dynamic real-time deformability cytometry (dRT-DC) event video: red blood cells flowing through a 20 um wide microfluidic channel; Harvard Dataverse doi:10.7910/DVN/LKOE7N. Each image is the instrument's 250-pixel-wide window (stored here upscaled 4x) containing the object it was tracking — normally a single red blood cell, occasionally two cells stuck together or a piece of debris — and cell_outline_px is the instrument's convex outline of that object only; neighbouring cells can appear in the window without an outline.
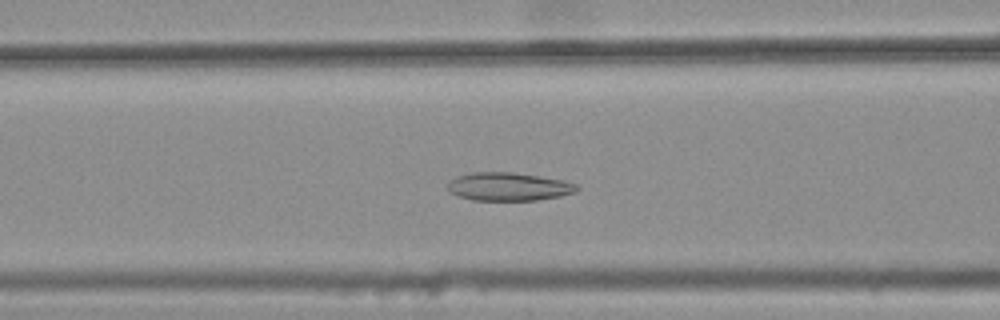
{"species": "common noctule bat (a hibernating species)", "species_latin": "Nyctalus noctula", "temperature_condition": "warm", "stored_images_in_passage": 45, "camera_frame_rate_fps": 3000, "um_per_image_px": 0.085, "animal": {"sex": "female", "body_mass_g": 25.1}, "frame": {"image": 1, "passage_image": 20, "time_ms": 6.333, "image_size_px": [1000, 320], "cell_outline_px": [[580, 188], [576, 192], [560, 196], [536, 200], [472, 200], [448, 192], [448, 180], [456, 176], [472, 172], [512, 172], [564, 180], [576, 184]], "centroid_in_image_um": [43.21, 15.86], "position_along_channel_um": 123.4, "area_um2": 21.33}}
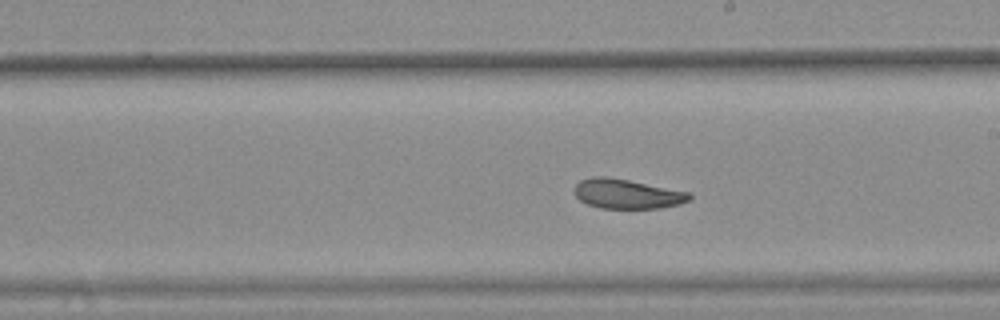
{"frame": {"image": 2, "passage_image": 29, "time_ms": 9.333, "image_size_px": [1000, 320], "cell_outline_px": [[692, 196], [688, 200], [676, 204], [660, 208], [600, 208], [588, 204], [580, 200], [576, 196], [572, 188], [580, 180], [592, 176], [608, 176], [688, 192]], "centroid_in_image_um": [53.21, 16.47], "position_along_channel_um": 235.8, "area_um2": 19.65}}
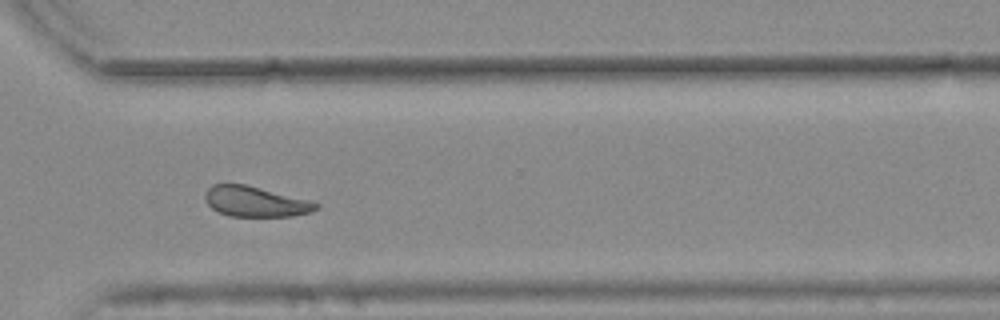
{"frame": {"image": 3, "passage_image": 38, "time_ms": 12.333, "image_size_px": [1000, 320], "cell_outline_px": [[320, 204], [316, 208], [308, 212], [292, 216], [228, 216], [212, 208], [204, 200], [204, 192], [212, 184], [244, 184], [308, 200]], "centroid_in_image_um": [21.63, 17.13], "position_along_channel_um": 349.0, "area_um2": 19.31}, "authors_computed_cell_mechanics": {"area_um2": 21.2126, "velocity_mm_per_s": 3.7507, "shape_relaxation_time_tau1_ms": null, "shape_relaxation_time_tau2_ms": 3.0964, "deformation_change_tau1": null, "deformation_change_tau2": 0.0927}}